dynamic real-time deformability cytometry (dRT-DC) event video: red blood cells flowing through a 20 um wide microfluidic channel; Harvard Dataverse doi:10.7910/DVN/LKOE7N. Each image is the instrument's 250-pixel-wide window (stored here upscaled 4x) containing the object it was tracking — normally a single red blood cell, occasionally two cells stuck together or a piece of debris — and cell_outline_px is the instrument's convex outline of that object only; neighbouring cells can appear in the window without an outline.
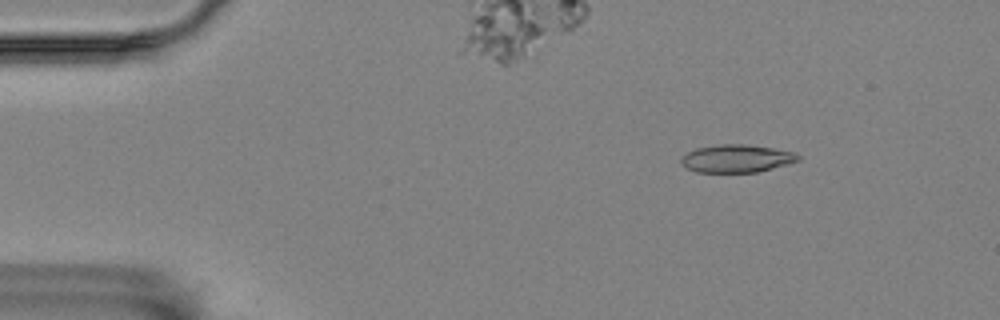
{"species": "Egyptian fruit bat (a non-hibernating species)", "species_latin": "Rousettus aegyptiacus", "temperature_condition": "room temperature", "stored_images_in_passage": 7, "camera_frame_rate_fps": 3000, "um_per_image_px": 0.085, "animal": {"sex": "female"}, "frame": {"image": 1, "passage_image": 3, "time_ms": 0.667, "image_size_px": [1000, 320], "cell_outline_px": [[800, 160], [788, 164], [756, 172], [696, 172], [680, 164], [680, 160], [688, 152], [696, 148], [720, 144], [744, 144], [772, 148], [796, 152], [800, 156]], "centroid_in_image_um": [62.63, 13.47], "position_along_channel_um": 22.4, "area_um2": 18.9}}
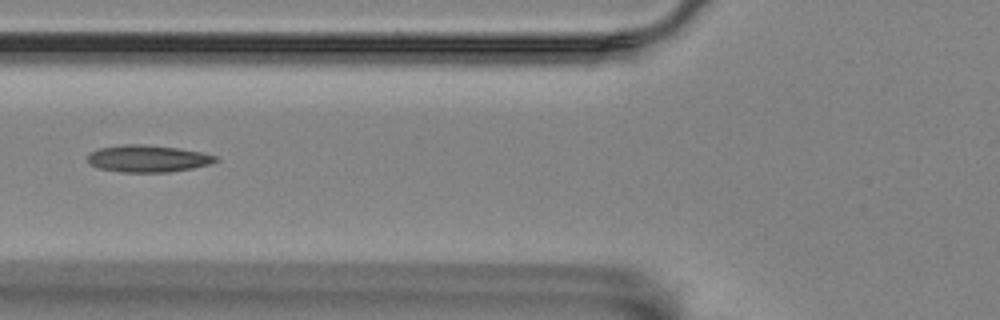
{"frame": {"image": 2, "passage_image": 7, "time_ms": 2.0, "image_size_px": [1000, 320], "cell_outline_px": [[220, 160], [208, 164], [192, 168], [168, 172], [120, 172], [96, 168], [88, 164], [88, 156], [92, 152], [100, 148], [124, 144], [140, 144], [176, 148], [200, 152], [216, 156]], "centroid_in_image_um": [12.53, 13.49], "position_along_channel_um": 113.3, "area_um2": 20.0}}